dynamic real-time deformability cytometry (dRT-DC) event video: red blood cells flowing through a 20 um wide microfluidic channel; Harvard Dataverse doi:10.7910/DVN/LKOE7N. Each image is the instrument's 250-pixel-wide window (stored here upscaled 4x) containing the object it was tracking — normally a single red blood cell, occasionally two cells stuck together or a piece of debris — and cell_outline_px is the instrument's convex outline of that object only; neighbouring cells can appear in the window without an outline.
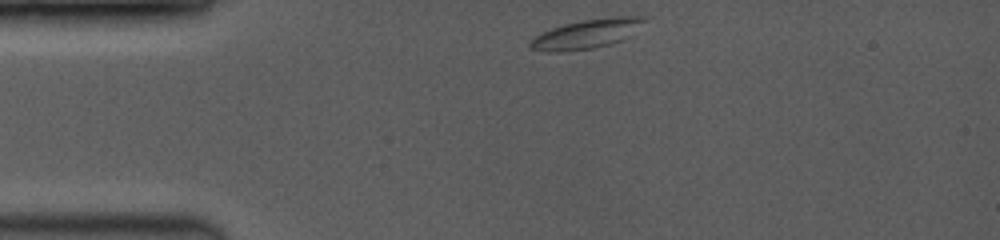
{"species": "common noctule bat (a hibernating species)", "species_latin": "Nyctalus noctula", "temperature_condition": "room temperature", "stored_images_in_passage": 20, "camera_frame_rate_fps": 3500, "um_per_image_px": 0.085, "animal": {"sex": "female", "body_mass_g": 19.0, "forearm_length_mm": 53.3}, "frame": {"image": 1, "passage_image": 1, "time_ms": 0.0, "image_size_px": [1000, 240], "cell_outline_px": [[644, 20], [620, 40], [612, 44], [592, 48], [556, 52], [552, 52], [532, 48], [528, 44], [536, 36], [552, 28], [564, 24], [584, 20], [616, 16], [640, 16]], "centroid_in_image_um": [49.79, 2.88], "position_along_channel_um": 35.2, "area_um2": 18.44}}
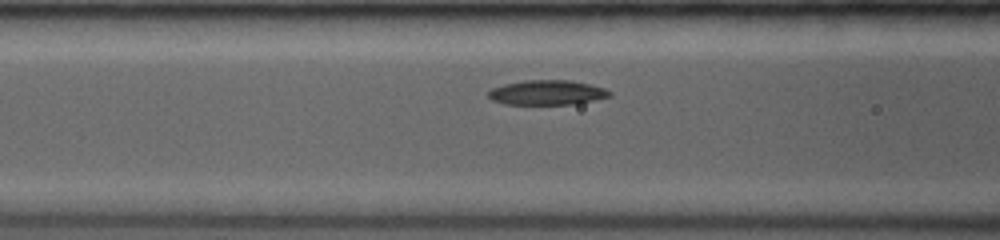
{"frame": {"image": 2, "passage_image": 9, "time_ms": 3.143, "image_size_px": [1000, 240], "cell_outline_px": [[612, 96], [572, 104], [504, 104], [492, 100], [488, 96], [488, 92], [492, 88], [504, 84], [524, 80], [572, 80], [604, 88], [612, 92]], "centroid_in_image_um": [46.49, 7.86], "position_along_channel_um": 120.1, "area_um2": 17.4}}
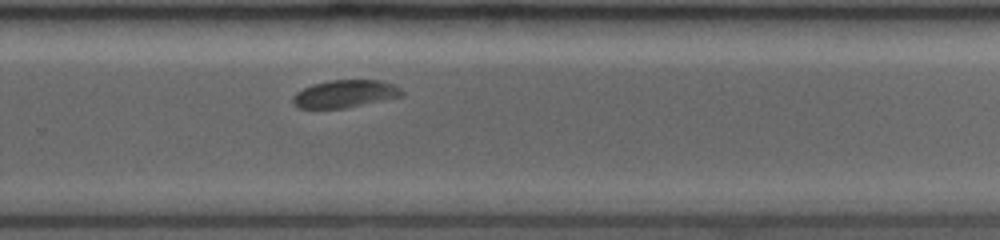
{"frame": {"image": 3, "passage_image": 20, "time_ms": 7.714, "image_size_px": [1000, 240], "cell_outline_px": [[404, 96], [348, 108], [296, 108], [292, 104], [292, 96], [296, 92], [312, 84], [328, 80], [380, 80], [396, 84], [404, 92]], "centroid_in_image_um": [29.34, 7.98], "position_along_channel_um": 300.5, "area_um2": 17.92}}